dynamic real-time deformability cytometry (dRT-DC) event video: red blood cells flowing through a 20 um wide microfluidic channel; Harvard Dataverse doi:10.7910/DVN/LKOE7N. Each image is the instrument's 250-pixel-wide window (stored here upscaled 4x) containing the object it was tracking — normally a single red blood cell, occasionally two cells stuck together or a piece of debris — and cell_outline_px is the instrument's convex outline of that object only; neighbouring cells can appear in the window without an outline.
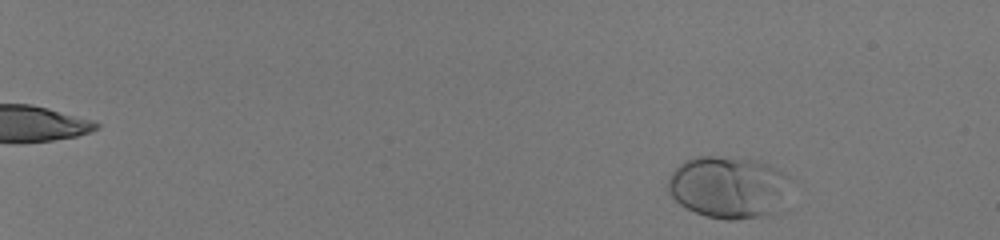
{"species": "human", "species_latin": "Homo sapiens", "temperature_condition": "room temperature", "stored_images_in_passage": 51, "camera_frame_rate_fps": 3000, "um_per_image_px": 0.085, "donor": {"sex": "male"}, "frame": {"image": 1, "passage_image": 4, "time_ms": 1.0, "image_size_px": [1000, 240], "cell_outline_px": [[788, 176], [776, 212], [760, 216], [732, 220], [728, 220], [708, 216], [696, 212], [680, 204], [668, 192], [668, 176], [684, 160], [696, 156], [712, 156], [752, 160], [768, 164]], "centroid_in_image_um": [61.81, 15.9], "position_along_channel_um": 23.2, "area_um2": 43.18}}
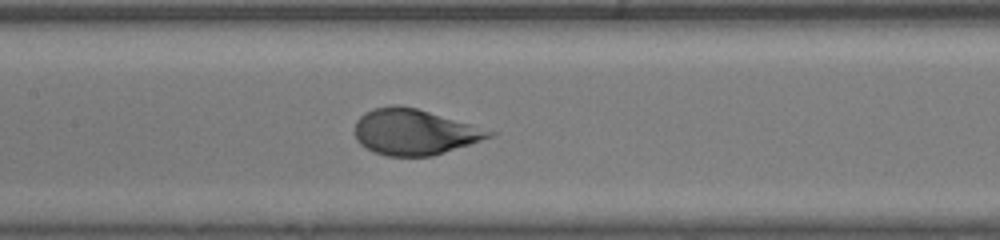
{"frame": {"image": 2, "passage_image": 29, "time_ms": 9.333, "image_size_px": [1000, 240], "cell_outline_px": [[496, 132], [492, 136], [432, 156], [388, 156], [372, 152], [364, 148], [356, 140], [356, 120], [364, 112], [372, 108], [392, 104], [396, 104], [416, 108]], "centroid_in_image_um": [35.13, 11.21], "position_along_channel_um": 172.3, "area_um2": 35.49}}
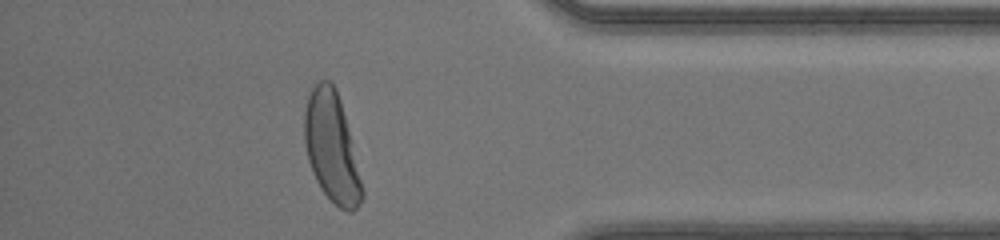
{"frame": {"image": 3, "passage_image": 47, "time_ms": 15.333, "image_size_px": [1000, 240], "cell_outline_px": [[364, 196], [360, 204], [352, 212], [348, 212], [340, 208], [320, 188], [312, 172], [308, 160], [304, 140], [304, 112], [308, 92], [316, 80], [328, 80], [336, 88], [340, 100], [352, 140], [364, 188]], "centroid_in_image_um": [28.19, 12.51], "position_along_channel_um": 407.0, "area_um2": 37.17}, "authors_computed_cell_mechanics": {"area_um2": 36.8764, "velocity_mm_per_s": 4.1478, "shape_relaxation_time_tau1_ms": 2.832, "shape_relaxation_time_tau2_ms": null, "deformation_change_tau1": 0.1791, "deformation_change_tau2": null}}